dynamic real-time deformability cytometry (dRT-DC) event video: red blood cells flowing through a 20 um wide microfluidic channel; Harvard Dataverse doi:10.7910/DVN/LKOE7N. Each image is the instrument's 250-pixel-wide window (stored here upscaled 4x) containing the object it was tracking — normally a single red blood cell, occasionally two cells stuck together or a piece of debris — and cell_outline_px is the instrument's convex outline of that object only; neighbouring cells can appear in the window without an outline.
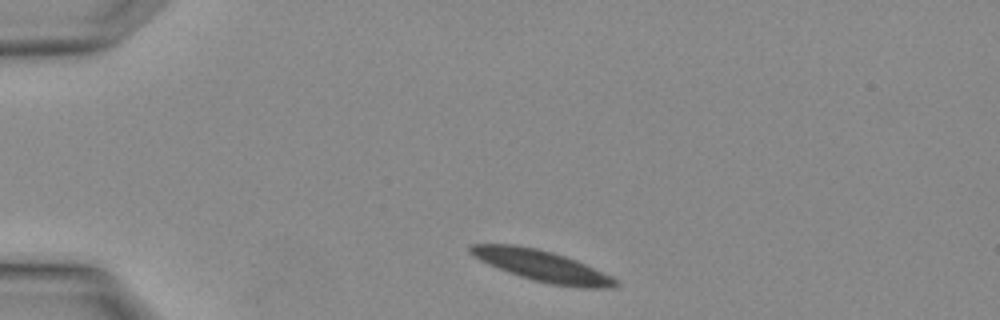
{"species": "Egyptian fruit bat (a non-hibernating species)", "species_latin": "Rousettus aegyptiacus", "temperature_condition": "warm", "stored_images_in_passage": 4, "segment_of_instrument_passage": [2, 2], "camera_frame_rate_fps": 3000, "um_per_image_px": 0.085, "animal": {"sex": "female"}, "frame": {"image": 1, "passage_image": 4, "time_ms": 1.0, "image_size_px": [1000, 320], "cell_outline_px": [[620, 284], [616, 288], [584, 288], [552, 284], [520, 276], [508, 272], [488, 264], [472, 256], [468, 252], [468, 248], [472, 244], [512, 244], [536, 248], [552, 252], [576, 260], [612, 276], [620, 280]], "centroid_in_image_um": [46.1, 22.6], "position_along_channel_um": 38.9, "area_um2": 26.24}}